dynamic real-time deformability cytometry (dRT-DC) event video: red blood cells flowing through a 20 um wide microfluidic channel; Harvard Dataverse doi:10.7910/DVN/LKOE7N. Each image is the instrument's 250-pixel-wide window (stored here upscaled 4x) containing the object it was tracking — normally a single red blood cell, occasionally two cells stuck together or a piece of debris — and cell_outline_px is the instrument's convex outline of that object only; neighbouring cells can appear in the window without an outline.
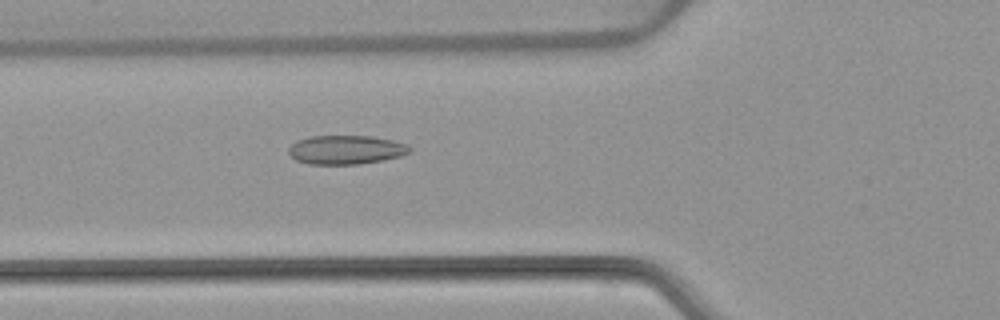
{"species": "common noctule bat (a hibernating species)", "species_latin": "Nyctalus noctula", "temperature_condition": "warm", "stored_images_in_passage": 53, "camera_frame_rate_fps": 3000, "um_per_image_px": 0.085, "animal": {"sex": "female", "body_mass_g": 22.7, "forearm_length_mm": 54.2}, "frame": {"image": 1, "passage_image": 20, "time_ms": 6.333, "image_size_px": [1000, 320], "cell_outline_px": [[412, 152], [400, 156], [384, 160], [356, 164], [308, 164], [296, 160], [288, 152], [288, 148], [296, 140], [308, 136], [372, 136], [392, 140], [408, 144], [412, 148]], "centroid_in_image_um": [29.42, 12.72], "position_along_channel_um": 96.4, "area_um2": 20.58}}
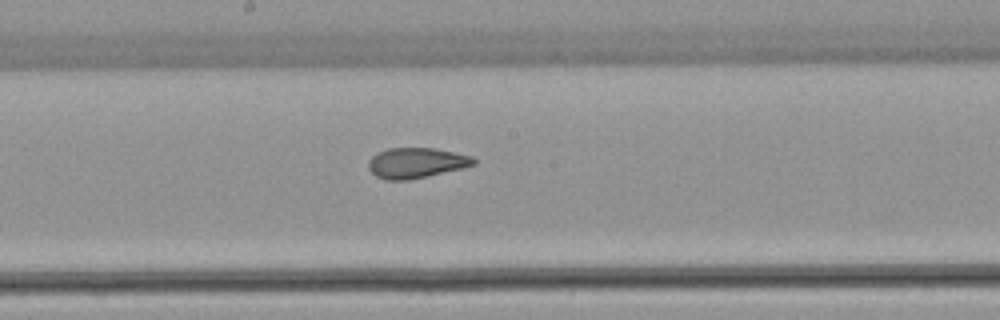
{"frame": {"image": 2, "passage_image": 29, "time_ms": 9.333, "image_size_px": [1000, 320], "cell_outline_px": [[476, 164], [464, 168], [408, 180], [384, 180], [376, 176], [368, 168], [368, 160], [372, 156], [388, 148], [436, 148], [472, 156], [476, 160]], "centroid_in_image_um": [35.39, 13.85], "position_along_channel_um": 212.8, "area_um2": 18.67}}
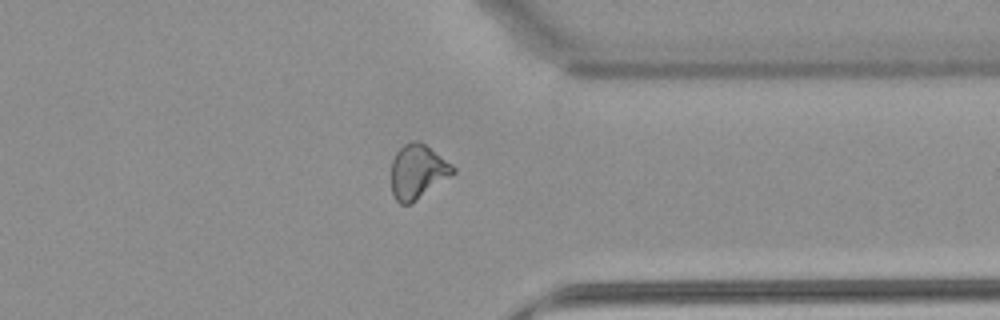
{"frame": {"image": 3, "passage_image": 42, "time_ms": 13.667, "image_size_px": [1000, 320], "cell_outline_px": [[456, 172], [412, 204], [400, 204], [396, 200], [392, 192], [392, 160], [396, 152], [404, 144], [412, 140], [420, 140], [452, 164], [456, 168]], "centroid_in_image_um": [35.51, 14.58], "position_along_channel_um": 375.9, "area_um2": 19.65}, "authors_computed_cell_mechanics": {"area_um2": 20.5768, "velocity_mm_per_s": 3.8633, "shape_relaxation_time_tau1_ms": null, "shape_relaxation_time_tau2_ms": 1.2133, "deformation_change_tau1": null, "deformation_change_tau2": 0.0738}}